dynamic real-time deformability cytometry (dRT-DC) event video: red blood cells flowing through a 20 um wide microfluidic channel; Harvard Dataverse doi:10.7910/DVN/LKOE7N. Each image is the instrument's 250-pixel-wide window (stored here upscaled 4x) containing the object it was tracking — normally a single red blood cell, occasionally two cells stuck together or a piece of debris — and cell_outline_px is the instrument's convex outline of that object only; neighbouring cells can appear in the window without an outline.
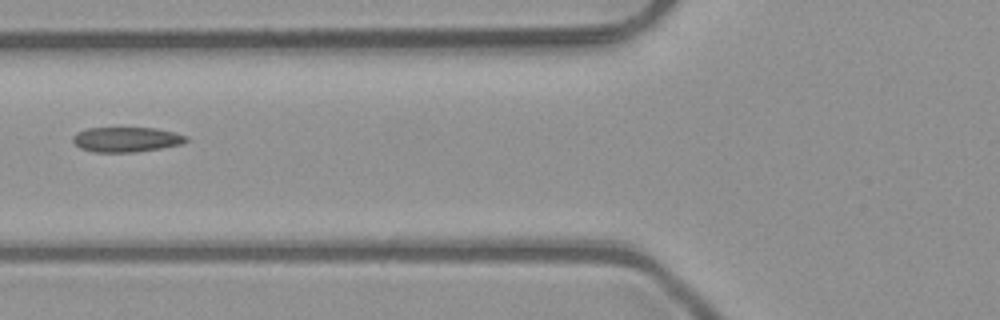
{"species": "common noctule bat (a hibernating species)", "species_latin": "Nyctalus noctula", "temperature_condition": "room temperature", "stored_images_in_passage": 5, "camera_frame_rate_fps": 3000, "um_per_image_px": 0.085, "animal": {"sex": "male", "body_mass_g": 23.1, "forearm_length_mm": 52.7}, "frame": {"image": 1, "passage_image": 4, "time_ms": 1.0, "image_size_px": [1000, 320], "cell_outline_px": [[188, 140], [180, 144], [160, 148], [136, 152], [92, 152], [80, 148], [72, 140], [72, 136], [76, 132], [88, 128], [156, 128], [188, 136]], "centroid_in_image_um": [10.7, 11.85], "position_along_channel_um": 115.1, "area_um2": 16.42}}
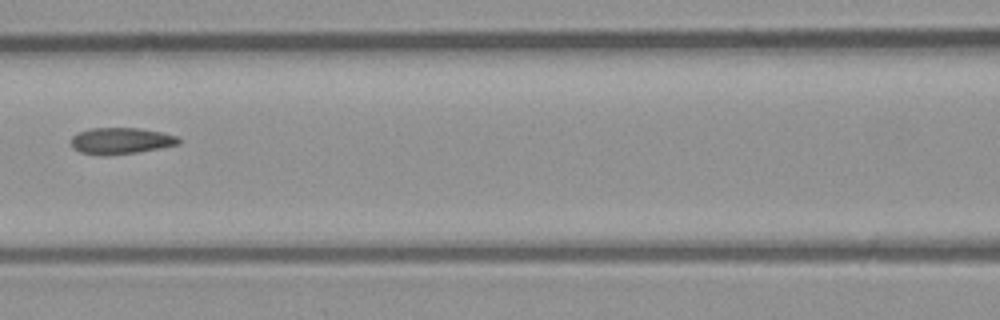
{"frame": {"image": 2, "passage_image": 5, "time_ms": 1.333, "image_size_px": [1000, 320], "cell_outline_px": [[180, 144], [160, 148], [136, 152], [104, 156], [80, 152], [72, 148], [72, 136], [76, 132], [92, 128], [140, 128], [180, 136]], "centroid_in_image_um": [10.27, 11.97], "position_along_channel_um": 156.3, "area_um2": 16.65}}